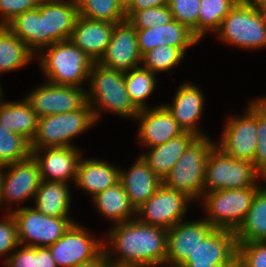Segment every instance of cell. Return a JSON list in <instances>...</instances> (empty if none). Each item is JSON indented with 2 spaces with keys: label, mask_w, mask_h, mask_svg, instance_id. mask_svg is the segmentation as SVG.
<instances>
[{
  "label": "cell",
  "mask_w": 266,
  "mask_h": 267,
  "mask_svg": "<svg viewBox=\"0 0 266 267\" xmlns=\"http://www.w3.org/2000/svg\"><path fill=\"white\" fill-rule=\"evenodd\" d=\"M92 237L84 227L73 223L48 246L57 267H76L96 257L104 249V243Z\"/></svg>",
  "instance_id": "11"
},
{
  "label": "cell",
  "mask_w": 266,
  "mask_h": 267,
  "mask_svg": "<svg viewBox=\"0 0 266 267\" xmlns=\"http://www.w3.org/2000/svg\"><path fill=\"white\" fill-rule=\"evenodd\" d=\"M114 25L78 15L69 40L93 62H98L110 43Z\"/></svg>",
  "instance_id": "21"
},
{
  "label": "cell",
  "mask_w": 266,
  "mask_h": 267,
  "mask_svg": "<svg viewBox=\"0 0 266 267\" xmlns=\"http://www.w3.org/2000/svg\"><path fill=\"white\" fill-rule=\"evenodd\" d=\"M120 170L113 165L96 160L80 159L75 183L79 188L89 192L92 197L119 182Z\"/></svg>",
  "instance_id": "26"
},
{
  "label": "cell",
  "mask_w": 266,
  "mask_h": 267,
  "mask_svg": "<svg viewBox=\"0 0 266 267\" xmlns=\"http://www.w3.org/2000/svg\"><path fill=\"white\" fill-rule=\"evenodd\" d=\"M135 118L140 119L138 136L146 148L163 144L184 133L163 105L153 109L139 110Z\"/></svg>",
  "instance_id": "20"
},
{
  "label": "cell",
  "mask_w": 266,
  "mask_h": 267,
  "mask_svg": "<svg viewBox=\"0 0 266 267\" xmlns=\"http://www.w3.org/2000/svg\"><path fill=\"white\" fill-rule=\"evenodd\" d=\"M5 219L0 222V254H5L20 246L14 217L11 213H7Z\"/></svg>",
  "instance_id": "42"
},
{
  "label": "cell",
  "mask_w": 266,
  "mask_h": 267,
  "mask_svg": "<svg viewBox=\"0 0 266 267\" xmlns=\"http://www.w3.org/2000/svg\"><path fill=\"white\" fill-rule=\"evenodd\" d=\"M89 80L91 88L89 93H86L87 103L92 108L95 121L100 115L97 109L115 112L124 117L137 116L139 110L133 105L127 93L123 71L110 69L94 62ZM94 104L100 107L96 109Z\"/></svg>",
  "instance_id": "2"
},
{
  "label": "cell",
  "mask_w": 266,
  "mask_h": 267,
  "mask_svg": "<svg viewBox=\"0 0 266 267\" xmlns=\"http://www.w3.org/2000/svg\"><path fill=\"white\" fill-rule=\"evenodd\" d=\"M93 201L101 214L120 224L131 221L133 214H136L135 207L131 204L122 183L119 181L112 187L98 193Z\"/></svg>",
  "instance_id": "30"
},
{
  "label": "cell",
  "mask_w": 266,
  "mask_h": 267,
  "mask_svg": "<svg viewBox=\"0 0 266 267\" xmlns=\"http://www.w3.org/2000/svg\"><path fill=\"white\" fill-rule=\"evenodd\" d=\"M45 48L39 62L50 83L80 87L89 79L94 62L69 39Z\"/></svg>",
  "instance_id": "3"
},
{
  "label": "cell",
  "mask_w": 266,
  "mask_h": 267,
  "mask_svg": "<svg viewBox=\"0 0 266 267\" xmlns=\"http://www.w3.org/2000/svg\"><path fill=\"white\" fill-rule=\"evenodd\" d=\"M78 15L90 20L120 23L127 19L118 0H76Z\"/></svg>",
  "instance_id": "34"
},
{
  "label": "cell",
  "mask_w": 266,
  "mask_h": 267,
  "mask_svg": "<svg viewBox=\"0 0 266 267\" xmlns=\"http://www.w3.org/2000/svg\"><path fill=\"white\" fill-rule=\"evenodd\" d=\"M214 229L205 220L175 224L167 229V255L165 264L181 266Z\"/></svg>",
  "instance_id": "16"
},
{
  "label": "cell",
  "mask_w": 266,
  "mask_h": 267,
  "mask_svg": "<svg viewBox=\"0 0 266 267\" xmlns=\"http://www.w3.org/2000/svg\"><path fill=\"white\" fill-rule=\"evenodd\" d=\"M257 112L249 104L243 117L232 118L227 122L220 148L227 155L248 162H253L258 145Z\"/></svg>",
  "instance_id": "13"
},
{
  "label": "cell",
  "mask_w": 266,
  "mask_h": 267,
  "mask_svg": "<svg viewBox=\"0 0 266 267\" xmlns=\"http://www.w3.org/2000/svg\"><path fill=\"white\" fill-rule=\"evenodd\" d=\"M236 242L266 241V187H261L253 198L246 218L235 232Z\"/></svg>",
  "instance_id": "31"
},
{
  "label": "cell",
  "mask_w": 266,
  "mask_h": 267,
  "mask_svg": "<svg viewBox=\"0 0 266 267\" xmlns=\"http://www.w3.org/2000/svg\"><path fill=\"white\" fill-rule=\"evenodd\" d=\"M8 267H35V247L24 246L4 261Z\"/></svg>",
  "instance_id": "44"
},
{
  "label": "cell",
  "mask_w": 266,
  "mask_h": 267,
  "mask_svg": "<svg viewBox=\"0 0 266 267\" xmlns=\"http://www.w3.org/2000/svg\"><path fill=\"white\" fill-rule=\"evenodd\" d=\"M184 55L178 47L161 45L145 53L142 56V64L151 72H166L179 64Z\"/></svg>",
  "instance_id": "37"
},
{
  "label": "cell",
  "mask_w": 266,
  "mask_h": 267,
  "mask_svg": "<svg viewBox=\"0 0 266 267\" xmlns=\"http://www.w3.org/2000/svg\"><path fill=\"white\" fill-rule=\"evenodd\" d=\"M77 17L76 0H44V26L49 46L70 38Z\"/></svg>",
  "instance_id": "23"
},
{
  "label": "cell",
  "mask_w": 266,
  "mask_h": 267,
  "mask_svg": "<svg viewBox=\"0 0 266 267\" xmlns=\"http://www.w3.org/2000/svg\"><path fill=\"white\" fill-rule=\"evenodd\" d=\"M236 261L235 232L214 228L184 263L234 265Z\"/></svg>",
  "instance_id": "18"
},
{
  "label": "cell",
  "mask_w": 266,
  "mask_h": 267,
  "mask_svg": "<svg viewBox=\"0 0 266 267\" xmlns=\"http://www.w3.org/2000/svg\"><path fill=\"white\" fill-rule=\"evenodd\" d=\"M259 189L260 187H248L204 193L203 204L208 211L204 220L216 229L236 232L244 222Z\"/></svg>",
  "instance_id": "6"
},
{
  "label": "cell",
  "mask_w": 266,
  "mask_h": 267,
  "mask_svg": "<svg viewBox=\"0 0 266 267\" xmlns=\"http://www.w3.org/2000/svg\"><path fill=\"white\" fill-rule=\"evenodd\" d=\"M106 246L108 245L104 244V249L92 260L82 263L76 267H107L108 263L111 260V258L109 257L111 256V254L109 253L110 251V249H108L109 247Z\"/></svg>",
  "instance_id": "47"
},
{
  "label": "cell",
  "mask_w": 266,
  "mask_h": 267,
  "mask_svg": "<svg viewBox=\"0 0 266 267\" xmlns=\"http://www.w3.org/2000/svg\"><path fill=\"white\" fill-rule=\"evenodd\" d=\"M93 123L96 121L88 103L76 111L40 117L31 149L72 147L70 139L88 130Z\"/></svg>",
  "instance_id": "7"
},
{
  "label": "cell",
  "mask_w": 266,
  "mask_h": 267,
  "mask_svg": "<svg viewBox=\"0 0 266 267\" xmlns=\"http://www.w3.org/2000/svg\"><path fill=\"white\" fill-rule=\"evenodd\" d=\"M67 184L42 180L33 199L34 208L47 216L68 217L71 200Z\"/></svg>",
  "instance_id": "29"
},
{
  "label": "cell",
  "mask_w": 266,
  "mask_h": 267,
  "mask_svg": "<svg viewBox=\"0 0 266 267\" xmlns=\"http://www.w3.org/2000/svg\"><path fill=\"white\" fill-rule=\"evenodd\" d=\"M249 5H252L260 10H266V0H241Z\"/></svg>",
  "instance_id": "49"
},
{
  "label": "cell",
  "mask_w": 266,
  "mask_h": 267,
  "mask_svg": "<svg viewBox=\"0 0 266 267\" xmlns=\"http://www.w3.org/2000/svg\"><path fill=\"white\" fill-rule=\"evenodd\" d=\"M237 261L243 267H266V241L237 244Z\"/></svg>",
  "instance_id": "40"
},
{
  "label": "cell",
  "mask_w": 266,
  "mask_h": 267,
  "mask_svg": "<svg viewBox=\"0 0 266 267\" xmlns=\"http://www.w3.org/2000/svg\"><path fill=\"white\" fill-rule=\"evenodd\" d=\"M190 199L186 194L161 184L157 191L136 209L142 223L165 229L182 221ZM140 214V215H139ZM143 215L141 218L140 216Z\"/></svg>",
  "instance_id": "10"
},
{
  "label": "cell",
  "mask_w": 266,
  "mask_h": 267,
  "mask_svg": "<svg viewBox=\"0 0 266 267\" xmlns=\"http://www.w3.org/2000/svg\"><path fill=\"white\" fill-rule=\"evenodd\" d=\"M0 168L2 202L4 200L10 203L24 202L29 197L35 198L42 180L39 165L32 155L25 160ZM2 168H7L8 172L2 171Z\"/></svg>",
  "instance_id": "14"
},
{
  "label": "cell",
  "mask_w": 266,
  "mask_h": 267,
  "mask_svg": "<svg viewBox=\"0 0 266 267\" xmlns=\"http://www.w3.org/2000/svg\"><path fill=\"white\" fill-rule=\"evenodd\" d=\"M115 226L108 238L120 258L111 262L138 267L165 265L167 229L142 223L136 217Z\"/></svg>",
  "instance_id": "1"
},
{
  "label": "cell",
  "mask_w": 266,
  "mask_h": 267,
  "mask_svg": "<svg viewBox=\"0 0 266 267\" xmlns=\"http://www.w3.org/2000/svg\"><path fill=\"white\" fill-rule=\"evenodd\" d=\"M196 137L193 133L184 132L182 135L171 138L163 144L151 147V151L141 157L149 168L163 180Z\"/></svg>",
  "instance_id": "27"
},
{
  "label": "cell",
  "mask_w": 266,
  "mask_h": 267,
  "mask_svg": "<svg viewBox=\"0 0 266 267\" xmlns=\"http://www.w3.org/2000/svg\"><path fill=\"white\" fill-rule=\"evenodd\" d=\"M86 90L81 87L57 85L48 82L25 97L37 116L76 111L87 103Z\"/></svg>",
  "instance_id": "12"
},
{
  "label": "cell",
  "mask_w": 266,
  "mask_h": 267,
  "mask_svg": "<svg viewBox=\"0 0 266 267\" xmlns=\"http://www.w3.org/2000/svg\"><path fill=\"white\" fill-rule=\"evenodd\" d=\"M173 20L187 26L198 38L200 0H169Z\"/></svg>",
  "instance_id": "38"
},
{
  "label": "cell",
  "mask_w": 266,
  "mask_h": 267,
  "mask_svg": "<svg viewBox=\"0 0 266 267\" xmlns=\"http://www.w3.org/2000/svg\"><path fill=\"white\" fill-rule=\"evenodd\" d=\"M250 105L266 120V98L256 99V101H252Z\"/></svg>",
  "instance_id": "48"
},
{
  "label": "cell",
  "mask_w": 266,
  "mask_h": 267,
  "mask_svg": "<svg viewBox=\"0 0 266 267\" xmlns=\"http://www.w3.org/2000/svg\"><path fill=\"white\" fill-rule=\"evenodd\" d=\"M234 265H211V264H197V263H183L179 267H233Z\"/></svg>",
  "instance_id": "50"
},
{
  "label": "cell",
  "mask_w": 266,
  "mask_h": 267,
  "mask_svg": "<svg viewBox=\"0 0 266 267\" xmlns=\"http://www.w3.org/2000/svg\"><path fill=\"white\" fill-rule=\"evenodd\" d=\"M133 0H118L119 4L124 10H126L132 3Z\"/></svg>",
  "instance_id": "51"
},
{
  "label": "cell",
  "mask_w": 266,
  "mask_h": 267,
  "mask_svg": "<svg viewBox=\"0 0 266 267\" xmlns=\"http://www.w3.org/2000/svg\"><path fill=\"white\" fill-rule=\"evenodd\" d=\"M260 176L253 162L235 159L214 146L205 166L204 190L210 192L221 189L260 187L255 183L256 177L258 179Z\"/></svg>",
  "instance_id": "8"
},
{
  "label": "cell",
  "mask_w": 266,
  "mask_h": 267,
  "mask_svg": "<svg viewBox=\"0 0 266 267\" xmlns=\"http://www.w3.org/2000/svg\"><path fill=\"white\" fill-rule=\"evenodd\" d=\"M34 56L23 41L6 26H0V73L19 69Z\"/></svg>",
  "instance_id": "32"
},
{
  "label": "cell",
  "mask_w": 266,
  "mask_h": 267,
  "mask_svg": "<svg viewBox=\"0 0 266 267\" xmlns=\"http://www.w3.org/2000/svg\"><path fill=\"white\" fill-rule=\"evenodd\" d=\"M136 35L138 48L142 56L149 50L161 45L178 47L186 54V49L199 41L187 26L176 20L166 25L156 24L147 29H136Z\"/></svg>",
  "instance_id": "19"
},
{
  "label": "cell",
  "mask_w": 266,
  "mask_h": 267,
  "mask_svg": "<svg viewBox=\"0 0 266 267\" xmlns=\"http://www.w3.org/2000/svg\"><path fill=\"white\" fill-rule=\"evenodd\" d=\"M141 62L142 55L138 48L136 29L127 19L116 23L110 43L97 63L126 72L139 67Z\"/></svg>",
  "instance_id": "15"
},
{
  "label": "cell",
  "mask_w": 266,
  "mask_h": 267,
  "mask_svg": "<svg viewBox=\"0 0 266 267\" xmlns=\"http://www.w3.org/2000/svg\"><path fill=\"white\" fill-rule=\"evenodd\" d=\"M1 168H0V205H1Z\"/></svg>",
  "instance_id": "53"
},
{
  "label": "cell",
  "mask_w": 266,
  "mask_h": 267,
  "mask_svg": "<svg viewBox=\"0 0 266 267\" xmlns=\"http://www.w3.org/2000/svg\"><path fill=\"white\" fill-rule=\"evenodd\" d=\"M219 39L242 48L266 46V10L241 0L229 11L218 28Z\"/></svg>",
  "instance_id": "5"
},
{
  "label": "cell",
  "mask_w": 266,
  "mask_h": 267,
  "mask_svg": "<svg viewBox=\"0 0 266 267\" xmlns=\"http://www.w3.org/2000/svg\"><path fill=\"white\" fill-rule=\"evenodd\" d=\"M128 21L135 29H147L157 25H166L173 21V15L168 5L151 7L136 11Z\"/></svg>",
  "instance_id": "39"
},
{
  "label": "cell",
  "mask_w": 266,
  "mask_h": 267,
  "mask_svg": "<svg viewBox=\"0 0 266 267\" xmlns=\"http://www.w3.org/2000/svg\"><path fill=\"white\" fill-rule=\"evenodd\" d=\"M119 181L135 209L146 202L162 184V179L149 168L141 156L129 171L120 170Z\"/></svg>",
  "instance_id": "24"
},
{
  "label": "cell",
  "mask_w": 266,
  "mask_h": 267,
  "mask_svg": "<svg viewBox=\"0 0 266 267\" xmlns=\"http://www.w3.org/2000/svg\"><path fill=\"white\" fill-rule=\"evenodd\" d=\"M233 267H243V266L238 261H236Z\"/></svg>",
  "instance_id": "54"
},
{
  "label": "cell",
  "mask_w": 266,
  "mask_h": 267,
  "mask_svg": "<svg viewBox=\"0 0 266 267\" xmlns=\"http://www.w3.org/2000/svg\"><path fill=\"white\" fill-rule=\"evenodd\" d=\"M35 267H57L48 247H35Z\"/></svg>",
  "instance_id": "46"
},
{
  "label": "cell",
  "mask_w": 266,
  "mask_h": 267,
  "mask_svg": "<svg viewBox=\"0 0 266 267\" xmlns=\"http://www.w3.org/2000/svg\"><path fill=\"white\" fill-rule=\"evenodd\" d=\"M2 95L3 93L0 94V125L11 133L24 136L31 143L39 117L25 99L20 102H3Z\"/></svg>",
  "instance_id": "28"
},
{
  "label": "cell",
  "mask_w": 266,
  "mask_h": 267,
  "mask_svg": "<svg viewBox=\"0 0 266 267\" xmlns=\"http://www.w3.org/2000/svg\"><path fill=\"white\" fill-rule=\"evenodd\" d=\"M177 90L173 103L163 106L174 117L184 132L193 133L197 137L204 136L196 125L204 107L201 90L190 83L179 86Z\"/></svg>",
  "instance_id": "22"
},
{
  "label": "cell",
  "mask_w": 266,
  "mask_h": 267,
  "mask_svg": "<svg viewBox=\"0 0 266 267\" xmlns=\"http://www.w3.org/2000/svg\"><path fill=\"white\" fill-rule=\"evenodd\" d=\"M107 267H138V266H133V265H121V264H116L113 262H109Z\"/></svg>",
  "instance_id": "52"
},
{
  "label": "cell",
  "mask_w": 266,
  "mask_h": 267,
  "mask_svg": "<svg viewBox=\"0 0 266 267\" xmlns=\"http://www.w3.org/2000/svg\"><path fill=\"white\" fill-rule=\"evenodd\" d=\"M44 149H47V152H44L43 157L40 149H31V155L39 165L41 180L67 183L69 179H76V172L81 159L79 149L77 150L75 146Z\"/></svg>",
  "instance_id": "17"
},
{
  "label": "cell",
  "mask_w": 266,
  "mask_h": 267,
  "mask_svg": "<svg viewBox=\"0 0 266 267\" xmlns=\"http://www.w3.org/2000/svg\"><path fill=\"white\" fill-rule=\"evenodd\" d=\"M169 5V0H133L131 5L125 10L127 20L136 12L151 7Z\"/></svg>",
  "instance_id": "45"
},
{
  "label": "cell",
  "mask_w": 266,
  "mask_h": 267,
  "mask_svg": "<svg viewBox=\"0 0 266 267\" xmlns=\"http://www.w3.org/2000/svg\"><path fill=\"white\" fill-rule=\"evenodd\" d=\"M258 145L253 165L262 178H266V120L257 113Z\"/></svg>",
  "instance_id": "43"
},
{
  "label": "cell",
  "mask_w": 266,
  "mask_h": 267,
  "mask_svg": "<svg viewBox=\"0 0 266 267\" xmlns=\"http://www.w3.org/2000/svg\"><path fill=\"white\" fill-rule=\"evenodd\" d=\"M239 0H200L198 39L208 31H216L222 20ZM207 31V32H206Z\"/></svg>",
  "instance_id": "35"
},
{
  "label": "cell",
  "mask_w": 266,
  "mask_h": 267,
  "mask_svg": "<svg viewBox=\"0 0 266 267\" xmlns=\"http://www.w3.org/2000/svg\"><path fill=\"white\" fill-rule=\"evenodd\" d=\"M215 145L206 136L196 137L163 178L162 184L186 194L190 199L203 197L205 166Z\"/></svg>",
  "instance_id": "4"
},
{
  "label": "cell",
  "mask_w": 266,
  "mask_h": 267,
  "mask_svg": "<svg viewBox=\"0 0 266 267\" xmlns=\"http://www.w3.org/2000/svg\"><path fill=\"white\" fill-rule=\"evenodd\" d=\"M12 212L19 245L29 241L26 244L28 247H48L54 244L74 223L70 217L47 216L31 207L18 208Z\"/></svg>",
  "instance_id": "9"
},
{
  "label": "cell",
  "mask_w": 266,
  "mask_h": 267,
  "mask_svg": "<svg viewBox=\"0 0 266 267\" xmlns=\"http://www.w3.org/2000/svg\"><path fill=\"white\" fill-rule=\"evenodd\" d=\"M131 70L124 72L127 93L138 110L147 109L145 99L150 96L156 86L155 73L140 66Z\"/></svg>",
  "instance_id": "33"
},
{
  "label": "cell",
  "mask_w": 266,
  "mask_h": 267,
  "mask_svg": "<svg viewBox=\"0 0 266 267\" xmlns=\"http://www.w3.org/2000/svg\"><path fill=\"white\" fill-rule=\"evenodd\" d=\"M15 36L23 41L35 53L49 46V35H45L44 0L38 7L15 16L5 25Z\"/></svg>",
  "instance_id": "25"
},
{
  "label": "cell",
  "mask_w": 266,
  "mask_h": 267,
  "mask_svg": "<svg viewBox=\"0 0 266 267\" xmlns=\"http://www.w3.org/2000/svg\"><path fill=\"white\" fill-rule=\"evenodd\" d=\"M32 154L31 143L0 125V167L27 159Z\"/></svg>",
  "instance_id": "36"
},
{
  "label": "cell",
  "mask_w": 266,
  "mask_h": 267,
  "mask_svg": "<svg viewBox=\"0 0 266 267\" xmlns=\"http://www.w3.org/2000/svg\"><path fill=\"white\" fill-rule=\"evenodd\" d=\"M41 0H0V14L2 16L0 26H5L15 16L34 10Z\"/></svg>",
  "instance_id": "41"
}]
</instances>
